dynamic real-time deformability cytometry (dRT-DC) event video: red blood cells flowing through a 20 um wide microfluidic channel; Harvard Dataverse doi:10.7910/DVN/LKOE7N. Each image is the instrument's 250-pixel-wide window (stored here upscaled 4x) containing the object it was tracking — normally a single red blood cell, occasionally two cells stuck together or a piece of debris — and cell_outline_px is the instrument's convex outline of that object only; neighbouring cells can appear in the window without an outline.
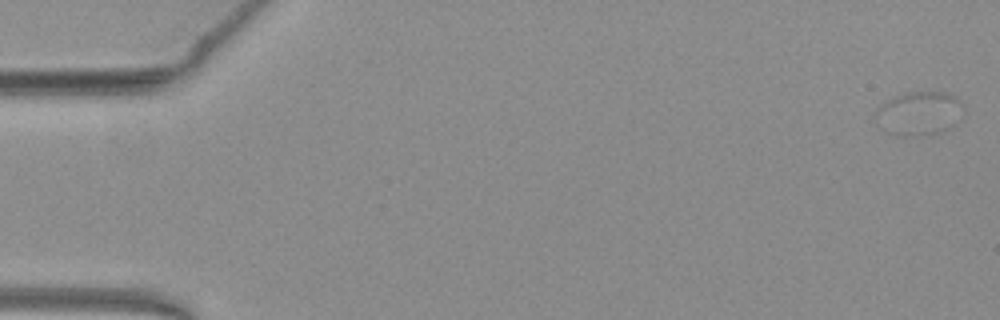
{"species": "common noctule bat (a hibernating species)", "species_latin": "Nyctalus noctula", "temperature_condition": "warm", "stored_images_in_passage": 13, "camera_frame_rate_fps": 3000, "um_per_image_px": 0.085, "animal": {"sex": "female", "body_mass_g": 19.3, "forearm_length_mm": 54.1}, "frame": {"image": 1, "passage_image": 2, "time_ms": 0.333, "image_size_px": [1000, 320], "cell_outline_px": [[964, 112], [904, 136], [888, 132], [880, 128], [876, 124], [876, 108], [884, 100], [892, 96], [904, 92], [948, 92], [956, 96], [964, 104]], "centroid_in_image_um": [77.89, 9.45], "position_along_channel_um": 7.1, "area_um2": 20.11}}